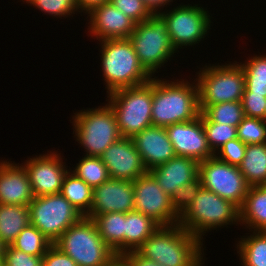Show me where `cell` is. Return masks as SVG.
Here are the masks:
<instances>
[{"label":"cell","mask_w":266,"mask_h":266,"mask_svg":"<svg viewBox=\"0 0 266 266\" xmlns=\"http://www.w3.org/2000/svg\"><path fill=\"white\" fill-rule=\"evenodd\" d=\"M178 80L152 78V126L165 128L200 116L196 80L192 84L187 79Z\"/></svg>","instance_id":"obj_1"},{"label":"cell","mask_w":266,"mask_h":266,"mask_svg":"<svg viewBox=\"0 0 266 266\" xmlns=\"http://www.w3.org/2000/svg\"><path fill=\"white\" fill-rule=\"evenodd\" d=\"M203 245V241L175 224L160 226L137 251L162 266H202Z\"/></svg>","instance_id":"obj_2"},{"label":"cell","mask_w":266,"mask_h":266,"mask_svg":"<svg viewBox=\"0 0 266 266\" xmlns=\"http://www.w3.org/2000/svg\"><path fill=\"white\" fill-rule=\"evenodd\" d=\"M102 76L107 95L118 89L146 84L152 76L141 65L129 38L99 41Z\"/></svg>","instance_id":"obj_3"},{"label":"cell","mask_w":266,"mask_h":266,"mask_svg":"<svg viewBox=\"0 0 266 266\" xmlns=\"http://www.w3.org/2000/svg\"><path fill=\"white\" fill-rule=\"evenodd\" d=\"M238 223H240V209L203 187L178 219V224L182 228L201 241H204L205 233Z\"/></svg>","instance_id":"obj_4"},{"label":"cell","mask_w":266,"mask_h":266,"mask_svg":"<svg viewBox=\"0 0 266 266\" xmlns=\"http://www.w3.org/2000/svg\"><path fill=\"white\" fill-rule=\"evenodd\" d=\"M73 134L86 156L100 157L103 152L120 139V134L115 113L111 106L83 109L74 113L72 119Z\"/></svg>","instance_id":"obj_5"},{"label":"cell","mask_w":266,"mask_h":266,"mask_svg":"<svg viewBox=\"0 0 266 266\" xmlns=\"http://www.w3.org/2000/svg\"><path fill=\"white\" fill-rule=\"evenodd\" d=\"M53 245L79 266H104L116 255L99 235L93 219L85 216L70 226Z\"/></svg>","instance_id":"obj_6"},{"label":"cell","mask_w":266,"mask_h":266,"mask_svg":"<svg viewBox=\"0 0 266 266\" xmlns=\"http://www.w3.org/2000/svg\"><path fill=\"white\" fill-rule=\"evenodd\" d=\"M234 62L200 67L195 80L198 85L201 112L210 105L242 100L245 91L244 71L239 62Z\"/></svg>","instance_id":"obj_7"},{"label":"cell","mask_w":266,"mask_h":266,"mask_svg":"<svg viewBox=\"0 0 266 266\" xmlns=\"http://www.w3.org/2000/svg\"><path fill=\"white\" fill-rule=\"evenodd\" d=\"M122 137L133 138L152 126V79L146 84L118 89L108 94Z\"/></svg>","instance_id":"obj_8"},{"label":"cell","mask_w":266,"mask_h":266,"mask_svg":"<svg viewBox=\"0 0 266 266\" xmlns=\"http://www.w3.org/2000/svg\"><path fill=\"white\" fill-rule=\"evenodd\" d=\"M129 39L141 65L152 77L177 53L167 32V24L159 14L136 24Z\"/></svg>","instance_id":"obj_9"},{"label":"cell","mask_w":266,"mask_h":266,"mask_svg":"<svg viewBox=\"0 0 266 266\" xmlns=\"http://www.w3.org/2000/svg\"><path fill=\"white\" fill-rule=\"evenodd\" d=\"M28 207L30 223L52 243L83 217L61 193L34 197Z\"/></svg>","instance_id":"obj_10"},{"label":"cell","mask_w":266,"mask_h":266,"mask_svg":"<svg viewBox=\"0 0 266 266\" xmlns=\"http://www.w3.org/2000/svg\"><path fill=\"white\" fill-rule=\"evenodd\" d=\"M198 4H180L172 10L160 12L159 15L167 24V32L172 46L179 52V48L199 45L200 41L211 29L209 11Z\"/></svg>","instance_id":"obj_11"},{"label":"cell","mask_w":266,"mask_h":266,"mask_svg":"<svg viewBox=\"0 0 266 266\" xmlns=\"http://www.w3.org/2000/svg\"><path fill=\"white\" fill-rule=\"evenodd\" d=\"M203 188L242 207L250 185L238 166L219 160L215 155L199 163Z\"/></svg>","instance_id":"obj_12"},{"label":"cell","mask_w":266,"mask_h":266,"mask_svg":"<svg viewBox=\"0 0 266 266\" xmlns=\"http://www.w3.org/2000/svg\"><path fill=\"white\" fill-rule=\"evenodd\" d=\"M134 210L151 217L160 226L178 224L179 215L172 206V198L147 172L133 181Z\"/></svg>","instance_id":"obj_13"},{"label":"cell","mask_w":266,"mask_h":266,"mask_svg":"<svg viewBox=\"0 0 266 266\" xmlns=\"http://www.w3.org/2000/svg\"><path fill=\"white\" fill-rule=\"evenodd\" d=\"M58 151L28 158L23 162L35 197L59 194L64 176L68 172Z\"/></svg>","instance_id":"obj_14"},{"label":"cell","mask_w":266,"mask_h":266,"mask_svg":"<svg viewBox=\"0 0 266 266\" xmlns=\"http://www.w3.org/2000/svg\"><path fill=\"white\" fill-rule=\"evenodd\" d=\"M165 129L176 156L189 157L199 163L214 156L207 143L202 112L192 121L175 123Z\"/></svg>","instance_id":"obj_15"},{"label":"cell","mask_w":266,"mask_h":266,"mask_svg":"<svg viewBox=\"0 0 266 266\" xmlns=\"http://www.w3.org/2000/svg\"><path fill=\"white\" fill-rule=\"evenodd\" d=\"M92 204L85 216L94 219L109 212L128 213L134 210L133 182L112 179L93 187Z\"/></svg>","instance_id":"obj_16"},{"label":"cell","mask_w":266,"mask_h":266,"mask_svg":"<svg viewBox=\"0 0 266 266\" xmlns=\"http://www.w3.org/2000/svg\"><path fill=\"white\" fill-rule=\"evenodd\" d=\"M100 157L112 179L133 182L148 172L132 138L121 137L110 145Z\"/></svg>","instance_id":"obj_17"},{"label":"cell","mask_w":266,"mask_h":266,"mask_svg":"<svg viewBox=\"0 0 266 266\" xmlns=\"http://www.w3.org/2000/svg\"><path fill=\"white\" fill-rule=\"evenodd\" d=\"M89 36L98 41L129 38L136 23L110 2L100 4L87 13Z\"/></svg>","instance_id":"obj_18"},{"label":"cell","mask_w":266,"mask_h":266,"mask_svg":"<svg viewBox=\"0 0 266 266\" xmlns=\"http://www.w3.org/2000/svg\"><path fill=\"white\" fill-rule=\"evenodd\" d=\"M23 164L0 161V204L29 205L34 198Z\"/></svg>","instance_id":"obj_19"},{"label":"cell","mask_w":266,"mask_h":266,"mask_svg":"<svg viewBox=\"0 0 266 266\" xmlns=\"http://www.w3.org/2000/svg\"><path fill=\"white\" fill-rule=\"evenodd\" d=\"M132 139L148 171L176 156L164 127L150 126Z\"/></svg>","instance_id":"obj_20"},{"label":"cell","mask_w":266,"mask_h":266,"mask_svg":"<svg viewBox=\"0 0 266 266\" xmlns=\"http://www.w3.org/2000/svg\"><path fill=\"white\" fill-rule=\"evenodd\" d=\"M148 172L156 179L161 189L172 198L178 188L199 176V162L189 157L175 156Z\"/></svg>","instance_id":"obj_21"},{"label":"cell","mask_w":266,"mask_h":266,"mask_svg":"<svg viewBox=\"0 0 266 266\" xmlns=\"http://www.w3.org/2000/svg\"><path fill=\"white\" fill-rule=\"evenodd\" d=\"M239 224L250 231H266V184L249 187L240 208Z\"/></svg>","instance_id":"obj_22"},{"label":"cell","mask_w":266,"mask_h":266,"mask_svg":"<svg viewBox=\"0 0 266 266\" xmlns=\"http://www.w3.org/2000/svg\"><path fill=\"white\" fill-rule=\"evenodd\" d=\"M93 221L103 241L115 252L125 254V213L109 212L97 215Z\"/></svg>","instance_id":"obj_23"},{"label":"cell","mask_w":266,"mask_h":266,"mask_svg":"<svg viewBox=\"0 0 266 266\" xmlns=\"http://www.w3.org/2000/svg\"><path fill=\"white\" fill-rule=\"evenodd\" d=\"M30 224L28 205L0 204V241L11 245L18 234Z\"/></svg>","instance_id":"obj_24"},{"label":"cell","mask_w":266,"mask_h":266,"mask_svg":"<svg viewBox=\"0 0 266 266\" xmlns=\"http://www.w3.org/2000/svg\"><path fill=\"white\" fill-rule=\"evenodd\" d=\"M160 225L138 211L125 213V253L137 250Z\"/></svg>","instance_id":"obj_25"},{"label":"cell","mask_w":266,"mask_h":266,"mask_svg":"<svg viewBox=\"0 0 266 266\" xmlns=\"http://www.w3.org/2000/svg\"><path fill=\"white\" fill-rule=\"evenodd\" d=\"M238 168L250 186L266 184V143L247 145Z\"/></svg>","instance_id":"obj_26"},{"label":"cell","mask_w":266,"mask_h":266,"mask_svg":"<svg viewBox=\"0 0 266 266\" xmlns=\"http://www.w3.org/2000/svg\"><path fill=\"white\" fill-rule=\"evenodd\" d=\"M83 216H86L92 204L93 188L68 170L64 176L60 192Z\"/></svg>","instance_id":"obj_27"},{"label":"cell","mask_w":266,"mask_h":266,"mask_svg":"<svg viewBox=\"0 0 266 266\" xmlns=\"http://www.w3.org/2000/svg\"><path fill=\"white\" fill-rule=\"evenodd\" d=\"M251 232L253 234H251ZM237 241L242 266H266V231H251Z\"/></svg>","instance_id":"obj_28"},{"label":"cell","mask_w":266,"mask_h":266,"mask_svg":"<svg viewBox=\"0 0 266 266\" xmlns=\"http://www.w3.org/2000/svg\"><path fill=\"white\" fill-rule=\"evenodd\" d=\"M248 57L242 66L245 76V91L266 96V54Z\"/></svg>","instance_id":"obj_29"},{"label":"cell","mask_w":266,"mask_h":266,"mask_svg":"<svg viewBox=\"0 0 266 266\" xmlns=\"http://www.w3.org/2000/svg\"><path fill=\"white\" fill-rule=\"evenodd\" d=\"M53 243L31 223L16 237L11 246L32 256H44Z\"/></svg>","instance_id":"obj_30"},{"label":"cell","mask_w":266,"mask_h":266,"mask_svg":"<svg viewBox=\"0 0 266 266\" xmlns=\"http://www.w3.org/2000/svg\"><path fill=\"white\" fill-rule=\"evenodd\" d=\"M70 171L92 188L110 179L108 169L101 157L84 155L75 168L73 170L70 169Z\"/></svg>","instance_id":"obj_31"},{"label":"cell","mask_w":266,"mask_h":266,"mask_svg":"<svg viewBox=\"0 0 266 266\" xmlns=\"http://www.w3.org/2000/svg\"><path fill=\"white\" fill-rule=\"evenodd\" d=\"M211 122L237 127L245 117L242 102H222L208 106L202 112Z\"/></svg>","instance_id":"obj_32"},{"label":"cell","mask_w":266,"mask_h":266,"mask_svg":"<svg viewBox=\"0 0 266 266\" xmlns=\"http://www.w3.org/2000/svg\"><path fill=\"white\" fill-rule=\"evenodd\" d=\"M202 121L208 146L213 153L229 140L238 138L235 126L211 122L203 113Z\"/></svg>","instance_id":"obj_33"},{"label":"cell","mask_w":266,"mask_h":266,"mask_svg":"<svg viewBox=\"0 0 266 266\" xmlns=\"http://www.w3.org/2000/svg\"><path fill=\"white\" fill-rule=\"evenodd\" d=\"M237 137L246 145L266 143V121L245 116L237 126Z\"/></svg>","instance_id":"obj_34"},{"label":"cell","mask_w":266,"mask_h":266,"mask_svg":"<svg viewBox=\"0 0 266 266\" xmlns=\"http://www.w3.org/2000/svg\"><path fill=\"white\" fill-rule=\"evenodd\" d=\"M24 2L54 18H68L79 12L76 0H24Z\"/></svg>","instance_id":"obj_35"},{"label":"cell","mask_w":266,"mask_h":266,"mask_svg":"<svg viewBox=\"0 0 266 266\" xmlns=\"http://www.w3.org/2000/svg\"><path fill=\"white\" fill-rule=\"evenodd\" d=\"M202 187L201 178L198 176L195 180L176 190V193L172 196V206L179 216L193 202Z\"/></svg>","instance_id":"obj_36"},{"label":"cell","mask_w":266,"mask_h":266,"mask_svg":"<svg viewBox=\"0 0 266 266\" xmlns=\"http://www.w3.org/2000/svg\"><path fill=\"white\" fill-rule=\"evenodd\" d=\"M109 2L136 24L149 19L153 15L142 0H109Z\"/></svg>","instance_id":"obj_37"},{"label":"cell","mask_w":266,"mask_h":266,"mask_svg":"<svg viewBox=\"0 0 266 266\" xmlns=\"http://www.w3.org/2000/svg\"><path fill=\"white\" fill-rule=\"evenodd\" d=\"M246 148L245 143L235 138L223 144L214 155L221 161L238 166L245 156Z\"/></svg>","instance_id":"obj_38"},{"label":"cell","mask_w":266,"mask_h":266,"mask_svg":"<svg viewBox=\"0 0 266 266\" xmlns=\"http://www.w3.org/2000/svg\"><path fill=\"white\" fill-rule=\"evenodd\" d=\"M43 256H32L11 245L5 246L3 266H42Z\"/></svg>","instance_id":"obj_39"},{"label":"cell","mask_w":266,"mask_h":266,"mask_svg":"<svg viewBox=\"0 0 266 266\" xmlns=\"http://www.w3.org/2000/svg\"><path fill=\"white\" fill-rule=\"evenodd\" d=\"M241 102L246 117L265 120L266 96L253 94V92H244Z\"/></svg>","instance_id":"obj_40"},{"label":"cell","mask_w":266,"mask_h":266,"mask_svg":"<svg viewBox=\"0 0 266 266\" xmlns=\"http://www.w3.org/2000/svg\"><path fill=\"white\" fill-rule=\"evenodd\" d=\"M42 266H79L70 256L52 245L43 256Z\"/></svg>","instance_id":"obj_41"},{"label":"cell","mask_w":266,"mask_h":266,"mask_svg":"<svg viewBox=\"0 0 266 266\" xmlns=\"http://www.w3.org/2000/svg\"><path fill=\"white\" fill-rule=\"evenodd\" d=\"M130 266H162L159 263L142 256L137 250L124 254Z\"/></svg>","instance_id":"obj_42"},{"label":"cell","mask_w":266,"mask_h":266,"mask_svg":"<svg viewBox=\"0 0 266 266\" xmlns=\"http://www.w3.org/2000/svg\"><path fill=\"white\" fill-rule=\"evenodd\" d=\"M152 14H159L164 7L170 6L173 0H142Z\"/></svg>","instance_id":"obj_43"},{"label":"cell","mask_w":266,"mask_h":266,"mask_svg":"<svg viewBox=\"0 0 266 266\" xmlns=\"http://www.w3.org/2000/svg\"><path fill=\"white\" fill-rule=\"evenodd\" d=\"M109 0H76L79 13H85L87 15L94 7L100 4L107 3Z\"/></svg>","instance_id":"obj_44"},{"label":"cell","mask_w":266,"mask_h":266,"mask_svg":"<svg viewBox=\"0 0 266 266\" xmlns=\"http://www.w3.org/2000/svg\"><path fill=\"white\" fill-rule=\"evenodd\" d=\"M104 266H130L124 255L116 254Z\"/></svg>","instance_id":"obj_45"},{"label":"cell","mask_w":266,"mask_h":266,"mask_svg":"<svg viewBox=\"0 0 266 266\" xmlns=\"http://www.w3.org/2000/svg\"><path fill=\"white\" fill-rule=\"evenodd\" d=\"M5 245L0 241V259H3Z\"/></svg>","instance_id":"obj_46"},{"label":"cell","mask_w":266,"mask_h":266,"mask_svg":"<svg viewBox=\"0 0 266 266\" xmlns=\"http://www.w3.org/2000/svg\"><path fill=\"white\" fill-rule=\"evenodd\" d=\"M0 266H3V259H0Z\"/></svg>","instance_id":"obj_47"},{"label":"cell","mask_w":266,"mask_h":266,"mask_svg":"<svg viewBox=\"0 0 266 266\" xmlns=\"http://www.w3.org/2000/svg\"><path fill=\"white\" fill-rule=\"evenodd\" d=\"M265 121H266V102H265Z\"/></svg>","instance_id":"obj_48"}]
</instances>
